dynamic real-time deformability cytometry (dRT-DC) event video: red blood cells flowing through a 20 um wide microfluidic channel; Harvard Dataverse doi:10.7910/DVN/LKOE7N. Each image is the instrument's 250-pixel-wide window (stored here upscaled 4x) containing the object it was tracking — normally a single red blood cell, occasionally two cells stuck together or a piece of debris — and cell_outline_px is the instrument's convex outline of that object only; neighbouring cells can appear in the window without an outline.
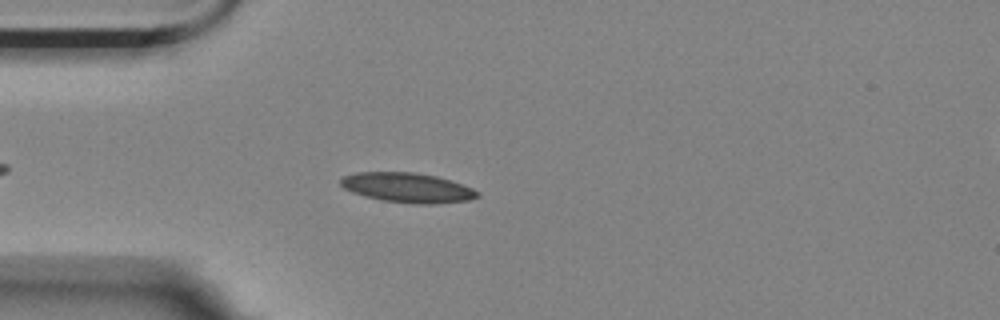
{"species": "Egyptian fruit bat (a non-hibernating species)", "species_latin": "Rousettus aegyptiacus", "temperature_condition": "room temperature", "stored_images_in_passage": 2, "segment_of_instrument_passage": [1, 2], "camera_frame_rate_fps": 3000, "um_per_image_px": 0.085, "animal": {"sex": "female"}, "frame": {"image": 1, "passage_image": 1, "time_ms": 0.0, "image_size_px": [1000, 320], "cell_outline_px": [[480, 196], [468, 200], [432, 204], [420, 204], [384, 200], [364, 196], [352, 192], [344, 188], [340, 184], [340, 180], [344, 176], [356, 172], [416, 172], [436, 176], [472, 188], [480, 192]], "centroid_in_image_um": [34.62, 15.94], "position_along_channel_um": 50.4, "area_um2": 23.47}}